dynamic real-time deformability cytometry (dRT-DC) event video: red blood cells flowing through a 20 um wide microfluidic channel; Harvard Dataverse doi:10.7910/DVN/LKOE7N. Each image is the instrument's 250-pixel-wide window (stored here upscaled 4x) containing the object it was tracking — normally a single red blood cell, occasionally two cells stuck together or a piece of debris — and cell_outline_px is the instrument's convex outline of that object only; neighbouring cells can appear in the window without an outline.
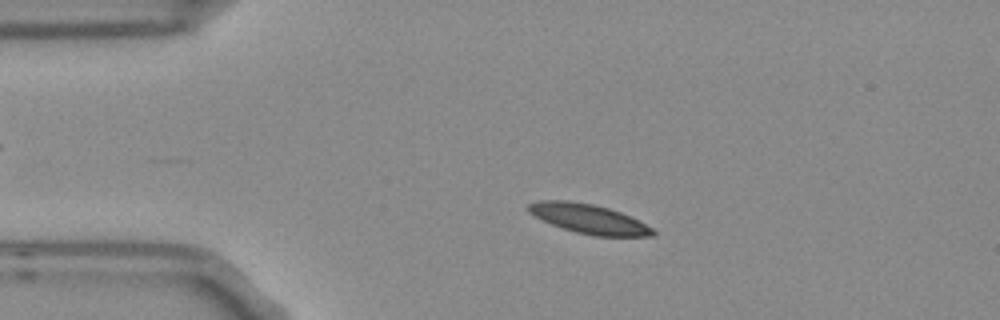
{"species": "Egyptian fruit bat (a non-hibernating species)", "species_latin": "Rousettus aegyptiacus", "temperature_condition": "room temperature", "stored_images_in_passage": 3, "camera_frame_rate_fps": 3000, "um_per_image_px": 0.085, "frame": {"image": 1, "passage_image": 2, "time_ms": 0.333, "image_size_px": [1000, 320], "cell_outline_px": [[656, 236], [592, 236], [576, 232], [552, 224], [528, 212], [528, 204], [540, 200], [568, 200], [592, 204], [608, 208], [620, 212], [652, 228], [656, 232]], "centroid_in_image_um": [50.04, 18.6], "position_along_channel_um": 35.0, "area_um2": 20.98}}